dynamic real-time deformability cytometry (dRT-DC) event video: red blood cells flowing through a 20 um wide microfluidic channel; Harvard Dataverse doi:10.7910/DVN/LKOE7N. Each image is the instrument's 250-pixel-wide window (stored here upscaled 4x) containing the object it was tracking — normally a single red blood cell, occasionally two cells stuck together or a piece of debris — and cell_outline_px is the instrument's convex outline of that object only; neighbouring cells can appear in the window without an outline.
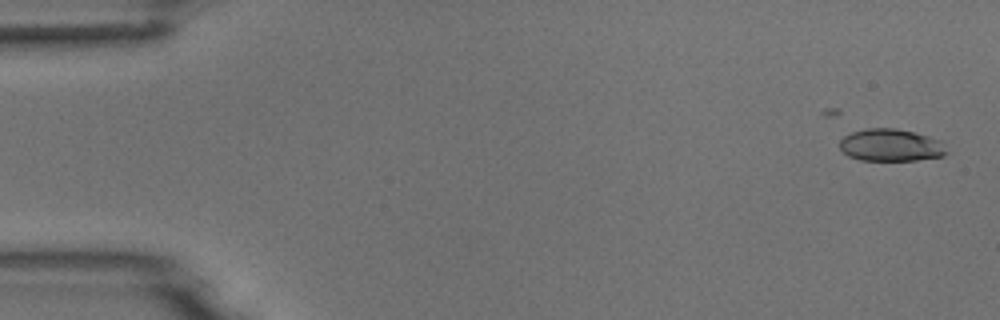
{"species": "common noctule bat (a hibernating species)", "species_latin": "Nyctalus noctula", "temperature_condition": "room temperature", "stored_images_in_passage": 9, "camera_frame_rate_fps": 3000, "um_per_image_px": 0.085, "animal": {"sex": "male", "body_mass_g": 18.8}, "frame": {"image": 1, "passage_image": 1, "time_ms": 0.0, "image_size_px": [1000, 320], "cell_outline_px": [[948, 152], [944, 156], [916, 160], [860, 160], [848, 156], [840, 148], [840, 140], [844, 136], [852, 132], [868, 128], [896, 128], [928, 136], [940, 140]], "centroid_in_image_um": [75.72, 12.34], "position_along_channel_um": 9.3, "area_um2": 20.06}}